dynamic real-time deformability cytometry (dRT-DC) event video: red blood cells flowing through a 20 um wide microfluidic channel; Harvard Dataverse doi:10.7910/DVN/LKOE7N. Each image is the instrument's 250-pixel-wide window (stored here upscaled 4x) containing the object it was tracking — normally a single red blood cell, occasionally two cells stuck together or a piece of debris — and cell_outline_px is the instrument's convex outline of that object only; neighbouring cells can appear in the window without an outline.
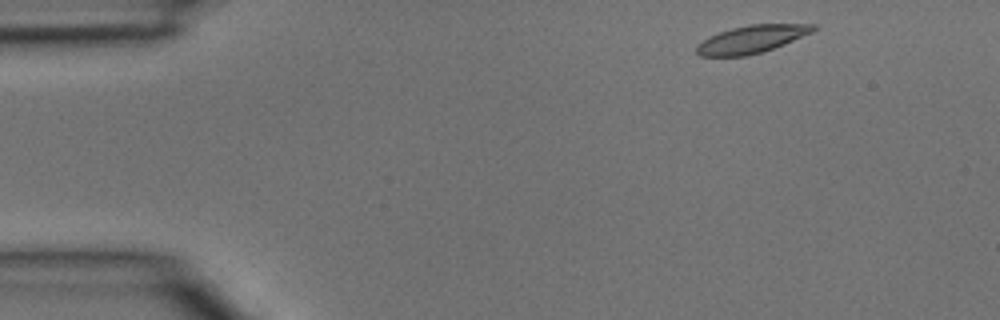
{"species": "common noctule bat (a hibernating species)", "species_latin": "Nyctalus noctula", "temperature_condition": "room temperature", "stored_images_in_passage": 2, "camera_frame_rate_fps": 3000, "um_per_image_px": 0.085, "animal": {"sex": "male", "body_mass_g": 15.6}, "frame": {"image": 1, "passage_image": 1, "time_ms": 0.0, "image_size_px": [1000, 320], "cell_outline_px": [[816, 28], [812, 32], [784, 44], [760, 52], [744, 56], [700, 56], [696, 52], [696, 44], [720, 32], [732, 28], [748, 24], [816, 24]], "centroid_in_image_um": [63.88, 3.33], "position_along_channel_um": 21.1, "area_um2": 18.5}}